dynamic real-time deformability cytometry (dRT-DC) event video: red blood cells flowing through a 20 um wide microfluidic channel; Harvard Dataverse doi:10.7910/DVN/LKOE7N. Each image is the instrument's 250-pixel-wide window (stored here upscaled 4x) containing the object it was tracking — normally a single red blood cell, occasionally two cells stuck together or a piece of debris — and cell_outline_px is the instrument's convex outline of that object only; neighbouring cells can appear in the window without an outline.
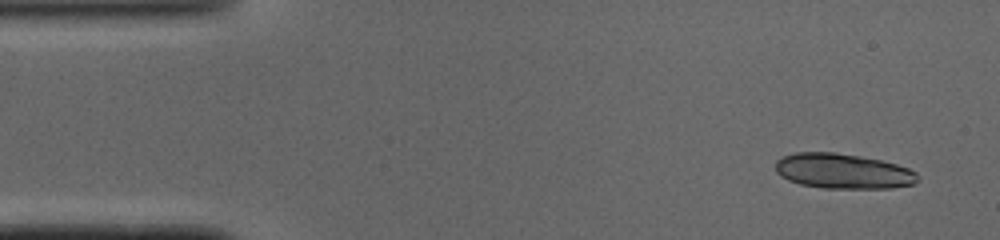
{"species": "common noctule bat (a hibernating species)", "species_latin": "Nyctalus noctula", "temperature_condition": "cold", "stored_images_in_passage": 46, "segment_of_instrument_passage": [1, 2], "camera_frame_rate_fps": 3000, "um_per_image_px": 0.085, "animal": {"sex": "male", "body_mass_g": 19.0, "forearm_length_mm": 50.8}, "frame": {"image": 1, "passage_image": 1, "time_ms": 0.0, "image_size_px": [1000, 240], "cell_outline_px": [[920, 180], [916, 184], [892, 188], [824, 188], [800, 184], [788, 180], [780, 176], [776, 172], [776, 160], [784, 156], [796, 152], [836, 152], [860, 156], [880, 160], [896, 164], [908, 168], [916, 172]], "centroid_in_image_um": [71.67, 14.55], "position_along_channel_um": 13.3, "area_um2": 29.25}}